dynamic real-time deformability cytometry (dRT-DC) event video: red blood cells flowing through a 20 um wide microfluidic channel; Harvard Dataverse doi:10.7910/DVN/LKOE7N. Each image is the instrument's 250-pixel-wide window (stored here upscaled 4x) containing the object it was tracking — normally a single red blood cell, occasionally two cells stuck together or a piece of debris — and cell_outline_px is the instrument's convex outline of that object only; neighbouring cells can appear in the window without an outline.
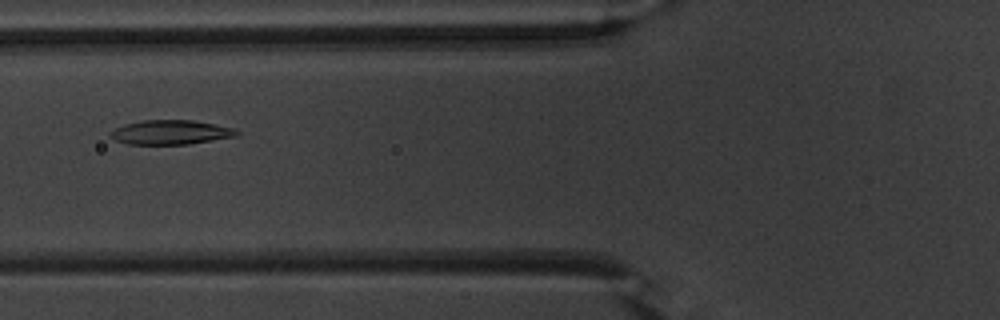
{"species": "common noctule bat (a hibernating species)", "species_latin": "Nyctalus noctula", "temperature_condition": "warm", "stored_images_in_passage": 38, "camera_frame_rate_fps": 3000, "um_per_image_px": 0.085, "animal": {"sex": "male", "body_mass_g": 20.1, "forearm_length_mm": 53.5}, "frame": {"image": 1, "passage_image": 6, "time_ms": 1.667, "image_size_px": [1000, 320], "cell_outline_px": [[240, 132], [236, 136], [188, 144], [128, 144], [116, 140], [108, 136], [108, 132], [124, 124], [140, 120], [192, 120], [236, 128]], "centroid_in_image_um": [14.48, 11.24], "position_along_channel_um": 111.3, "area_um2": 17.98}}
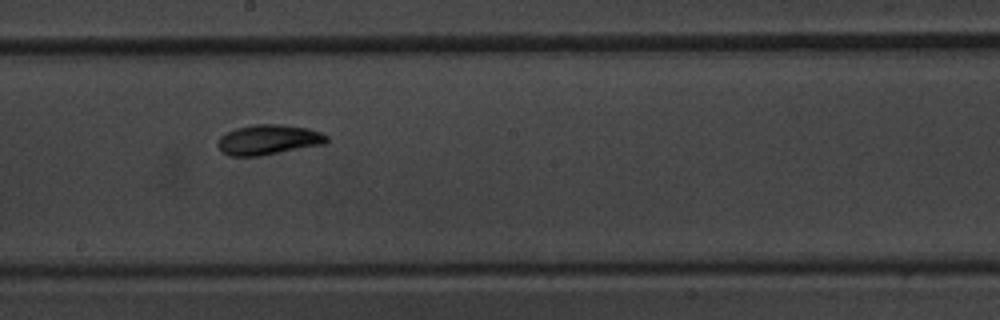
{"frame": {"image": 2, "passage_image": 15, "time_ms": 4.667, "image_size_px": [1000, 320], "cell_outline_px": [[328, 140], [324, 144], [260, 156], [228, 156], [220, 152], [216, 144], [220, 136], [236, 128], [256, 124], [280, 124], [308, 128], [320, 132], [328, 136]], "centroid_in_image_um": [22.78, 11.88], "position_along_channel_um": 225.4, "area_um2": 19.19}}
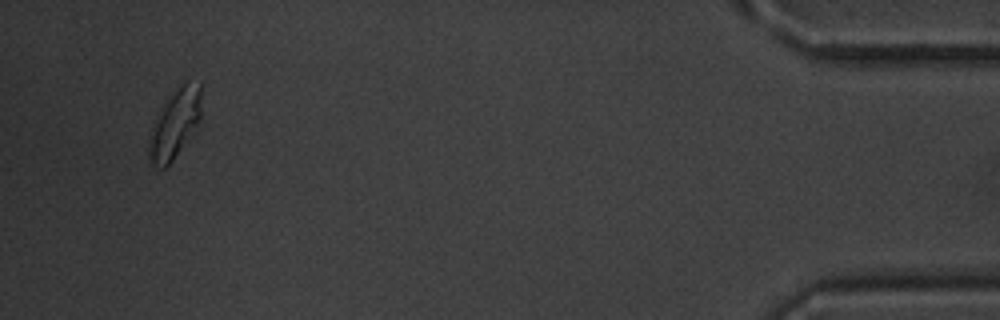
{"frame": {"image": 3, "passage_image": 36, "time_ms": 11.667, "image_size_px": [1000, 320], "cell_outline_px": [[200, 120], [196, 132], [172, 160], [164, 168], [156, 168], [148, 164], [148, 136], [152, 120], [156, 112], [164, 100], [168, 96], [184, 84], [200, 84]], "centroid_in_image_um": [14.78, 10.62], "position_along_channel_um": 420.4, "area_um2": 21.62}, "authors_computed_cell_mechanics": {"area_um2": 18.2648, "velocity_mm_per_s": 3.7961, "shape_relaxation_time_tau1_ms": 3.6843, "shape_relaxation_time_tau2_ms": 10.4504, "deformation_change_tau1": 0.1288, "deformation_change_tau2": 0.1204}}